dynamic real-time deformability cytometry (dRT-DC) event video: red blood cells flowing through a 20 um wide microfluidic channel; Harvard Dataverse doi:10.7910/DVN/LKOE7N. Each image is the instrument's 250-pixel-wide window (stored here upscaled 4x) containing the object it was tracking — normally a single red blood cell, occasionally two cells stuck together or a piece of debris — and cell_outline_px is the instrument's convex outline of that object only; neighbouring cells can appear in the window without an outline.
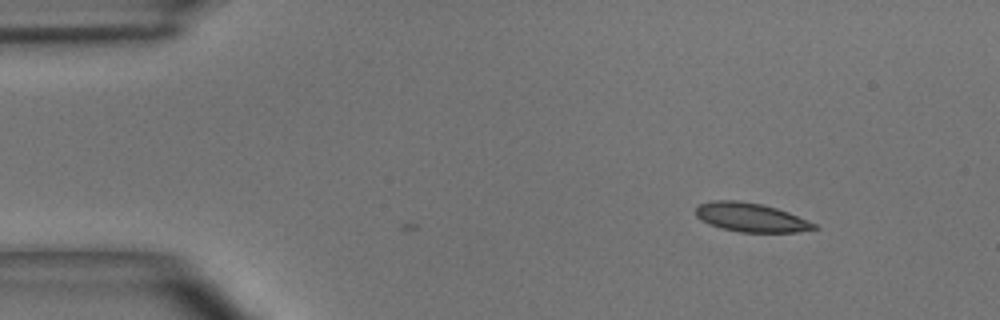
{"species": "common noctule bat (a hibernating species)", "species_latin": "Nyctalus noctula", "temperature_condition": "room temperature", "stored_images_in_passage": 6, "camera_frame_rate_fps": 3000, "um_per_image_px": 0.085, "animal": {"sex": "male", "body_mass_g": 15.6}, "frame": {"image": 1, "passage_image": 6, "time_ms": 1.667, "image_size_px": [1000, 320], "cell_outline_px": [[820, 228], [796, 232], [740, 232], [724, 228], [700, 220], [696, 216], [696, 204], [712, 200], [740, 200], [760, 204], [776, 208], [788, 212], [816, 224]], "centroid_in_image_um": [63.8, 18.46], "position_along_channel_um": 21.2, "area_um2": 19.83}}